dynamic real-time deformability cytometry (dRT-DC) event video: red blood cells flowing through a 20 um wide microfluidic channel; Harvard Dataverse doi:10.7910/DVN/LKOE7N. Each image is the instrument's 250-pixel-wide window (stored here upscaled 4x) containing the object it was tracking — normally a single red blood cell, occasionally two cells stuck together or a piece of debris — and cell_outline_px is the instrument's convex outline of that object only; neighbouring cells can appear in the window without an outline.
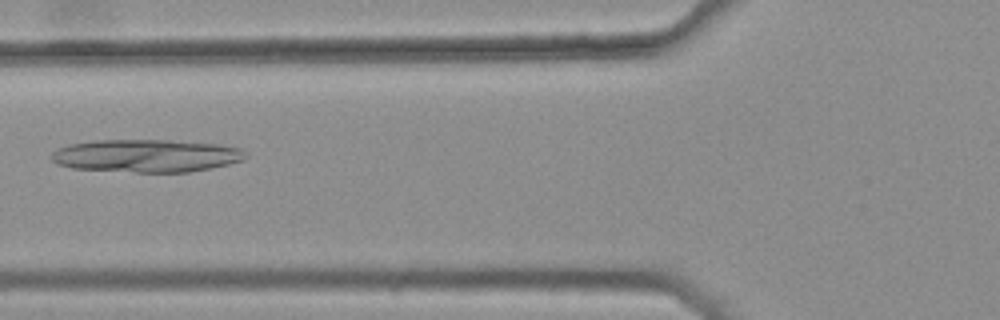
{"species": "common noctule bat (a hibernating species)", "species_latin": "Nyctalus noctula", "temperature_condition": "warm", "stored_images_in_passage": 5, "camera_frame_rate_fps": 3000, "um_per_image_px": 0.085, "animal": {"sex": "female", "body_mass_g": 25.1}, "frame": {"image": 1, "passage_image": 5, "time_ms": 1.333, "image_size_px": [1000, 320], "cell_outline_px": [[248, 156], [244, 160], [212, 168], [188, 172], [136, 172], [72, 168], [56, 164], [52, 160], [52, 152], [56, 148], [68, 144], [96, 140], [168, 140], [220, 144], [240, 148]], "centroid_in_image_um": [12.43, 13.23], "position_along_channel_um": 113.4, "area_um2": 37.28}}